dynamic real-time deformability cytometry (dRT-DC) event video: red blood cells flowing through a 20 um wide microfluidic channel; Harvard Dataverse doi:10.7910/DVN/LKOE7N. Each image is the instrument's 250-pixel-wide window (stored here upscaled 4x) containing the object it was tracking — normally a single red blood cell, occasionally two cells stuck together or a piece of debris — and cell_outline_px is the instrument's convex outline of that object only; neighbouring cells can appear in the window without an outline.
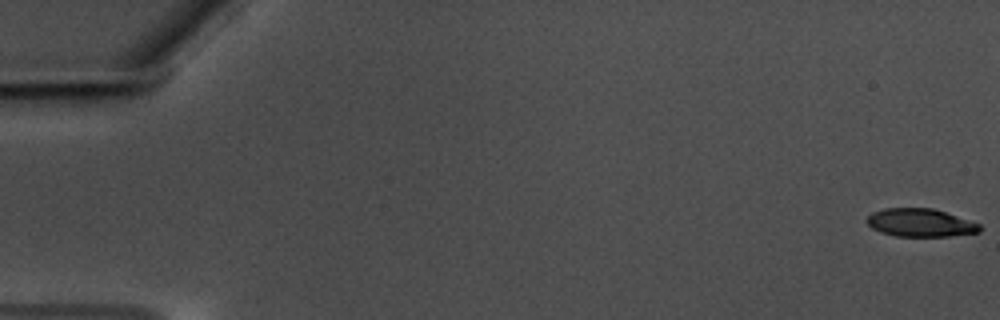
{"species": "common noctule bat (a hibernating species)", "species_latin": "Nyctalus noctula", "temperature_condition": "warm", "stored_images_in_passage": 19, "camera_frame_rate_fps": 3000, "um_per_image_px": 0.085, "animal": {"sex": "male", "body_mass_g": 17.5, "forearm_length_mm": 52.3}, "frame": {"image": 1, "passage_image": 1, "time_ms": 0.0, "image_size_px": [1000, 320], "cell_outline_px": [[980, 232], [948, 236], [896, 236], [880, 232], [872, 228], [864, 220], [872, 212], [884, 208], [932, 208], [980, 224]], "centroid_in_image_um": [78.17, 18.93], "position_along_channel_um": 6.8, "area_um2": 18.32}}
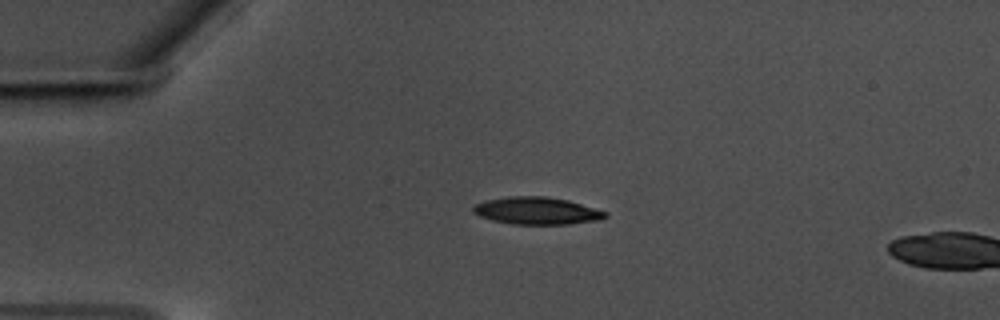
{"frame": {"image": 2, "passage_image": 15, "time_ms": 4.667, "image_size_px": [1000, 320], "cell_outline_px": [[608, 216], [600, 220], [568, 224], [512, 224], [492, 220], [480, 216], [472, 212], [472, 208], [476, 204], [488, 200], [508, 196], [544, 196], [568, 200], [608, 212]], "centroid_in_image_um": [45.65, 17.92], "position_along_channel_um": 39.4, "area_um2": 20.98}}